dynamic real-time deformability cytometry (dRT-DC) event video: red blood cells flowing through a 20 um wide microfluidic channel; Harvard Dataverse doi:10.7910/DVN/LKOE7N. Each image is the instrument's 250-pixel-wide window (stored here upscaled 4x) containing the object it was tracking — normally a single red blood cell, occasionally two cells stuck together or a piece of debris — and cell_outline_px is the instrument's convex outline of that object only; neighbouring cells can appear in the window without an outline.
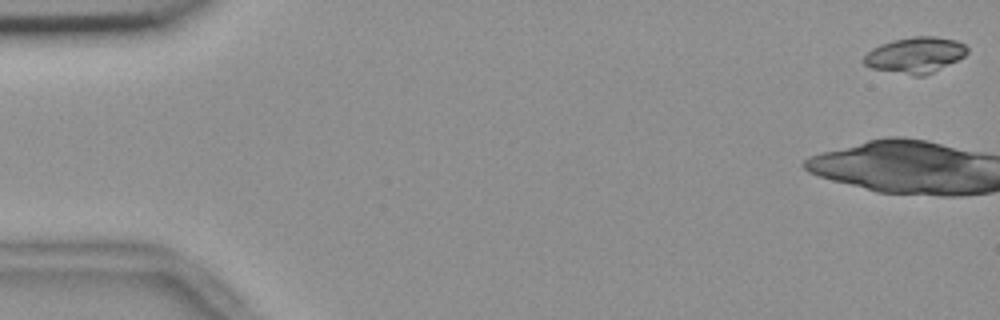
{"species": "common noctule bat (a hibernating species)", "species_latin": "Nyctalus noctula", "temperature_condition": "room temperature", "stored_images_in_passage": 17, "camera_frame_rate_fps": 3000, "um_per_image_px": 0.085, "animal": {"sex": "female", "body_mass_g": 18.4}, "frame": {"image": 1, "passage_image": 1, "time_ms": 0.0, "image_size_px": [1000, 320], "cell_outline_px": [[968, 52], [964, 56], [924, 76], [912, 76], [872, 68], [864, 64], [864, 56], [872, 48], [880, 44], [892, 40], [912, 36], [932, 36], [956, 40], [964, 44], [968, 48]], "centroid_in_image_um": [77.78, 4.67], "position_along_channel_um": 7.2, "area_um2": 21.5}}